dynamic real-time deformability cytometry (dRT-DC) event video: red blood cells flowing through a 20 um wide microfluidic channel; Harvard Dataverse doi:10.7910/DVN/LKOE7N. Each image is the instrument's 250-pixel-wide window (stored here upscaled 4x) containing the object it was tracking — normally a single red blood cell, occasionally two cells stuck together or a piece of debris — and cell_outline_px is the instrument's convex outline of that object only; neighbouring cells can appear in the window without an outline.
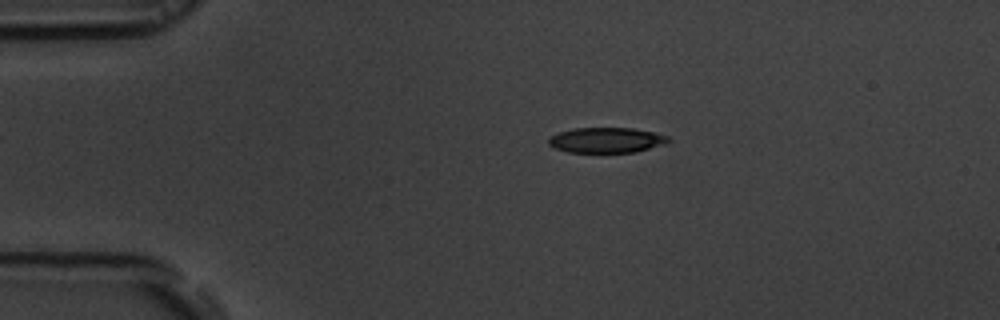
{"species": "common noctule bat (a hibernating species)", "species_latin": "Nyctalus noctula", "temperature_condition": "room temperature", "stored_images_in_passage": 47, "camera_frame_rate_fps": 3000, "um_per_image_px": 0.085, "animal": {"sex": "male", "body_mass_g": 19.5, "forearm_length_mm": 54.6}, "frame": {"image": 1, "passage_image": 3, "time_ms": 0.667, "image_size_px": [1000, 320], "cell_outline_px": [[672, 140], [664, 144], [636, 152], [568, 152], [556, 148], [548, 144], [548, 140], [552, 136], [560, 132], [572, 128], [632, 128], [652, 132], [668, 136]], "centroid_in_image_um": [51.56, 11.91], "position_along_channel_um": 33.4, "area_um2": 17.51}}
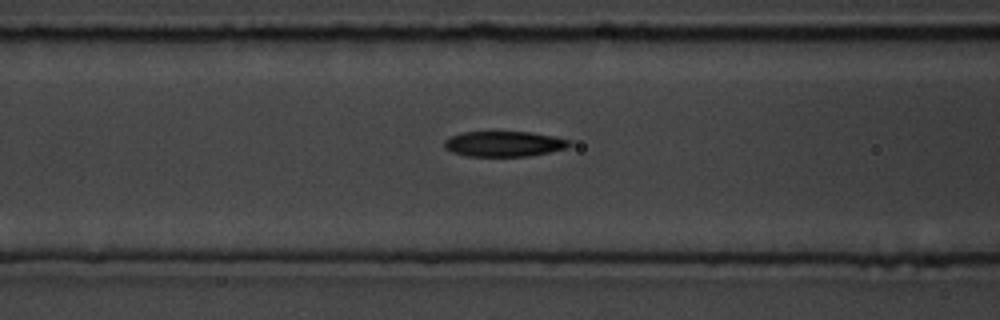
{"frame": {"image": 2, "passage_image": 14, "time_ms": 4.333, "image_size_px": [1000, 320], "cell_outline_px": [[572, 144], [564, 148], [548, 152], [528, 156], [468, 156], [452, 152], [444, 148], [444, 140], [452, 136], [464, 132], [528, 132], [552, 136], [568, 140]], "centroid_in_image_um": [42.79, 12.23], "position_along_channel_um": 123.8, "area_um2": 18.21}}
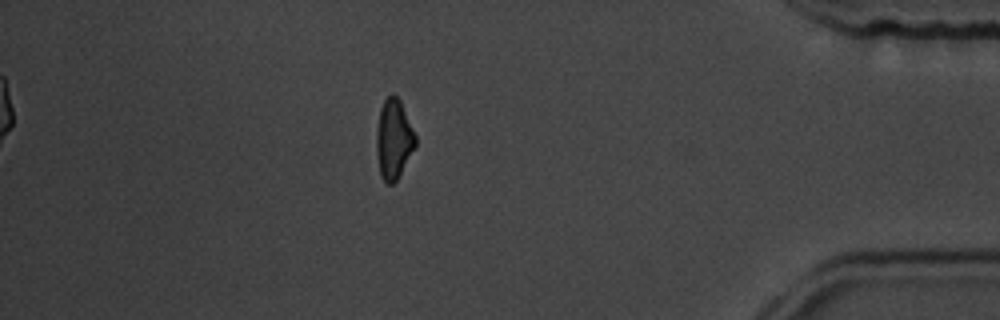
{"frame": {"image": 3, "passage_image": 40, "time_ms": 13.0, "image_size_px": [1000, 320], "cell_outline_px": [[416, 144], [396, 180], [392, 184], [388, 184], [380, 176], [376, 152], [376, 132], [380, 108], [384, 100], [392, 92], [400, 100], [416, 136]], "centroid_in_image_um": [33.44, 11.8], "position_along_channel_um": 401.8, "area_um2": 17.92}, "authors_computed_cell_mechanics": {"area_um2": 18.8428, "velocity_mm_per_s": 3.6855, "shape_relaxation_time_tau1_ms": 3.6206, "shape_relaxation_time_tau2_ms": 6.039, "deformation_change_tau1": 0.141, "deformation_change_tau2": 0.1564}}